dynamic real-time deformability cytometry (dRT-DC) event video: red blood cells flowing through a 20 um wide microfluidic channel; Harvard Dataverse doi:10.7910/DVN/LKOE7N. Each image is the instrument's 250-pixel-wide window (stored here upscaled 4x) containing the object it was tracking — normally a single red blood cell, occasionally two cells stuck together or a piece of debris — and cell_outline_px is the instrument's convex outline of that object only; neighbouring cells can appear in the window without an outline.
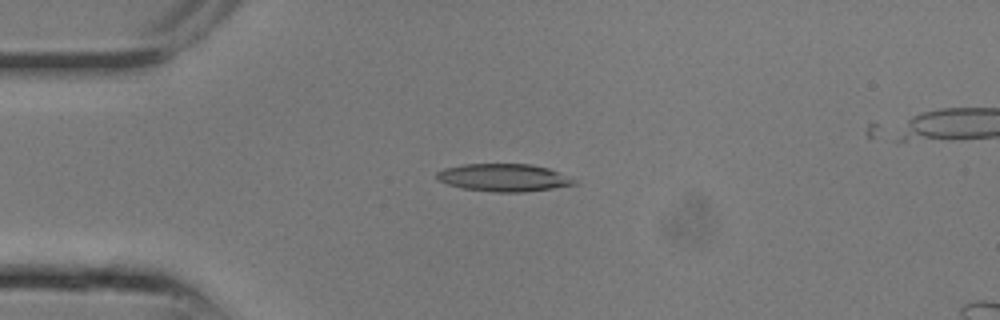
{"species": "common noctule bat (a hibernating species)", "species_latin": "Nyctalus noctula", "temperature_condition": "room temperature", "stored_images_in_passage": 10, "camera_frame_rate_fps": 3000, "um_per_image_px": 0.085, "animal": {"sex": "male", "body_mass_g": 13.3}, "frame": {"image": 1, "passage_image": 6, "time_ms": 1.667, "image_size_px": [1000, 320], "cell_outline_px": [[580, 184], [524, 192], [496, 192], [460, 188], [436, 180], [436, 172], [444, 168], [464, 164], [532, 164], [548, 168], [576, 180]], "centroid_in_image_um": [42.79, 15.1], "position_along_channel_um": 42.2, "area_um2": 22.2}}
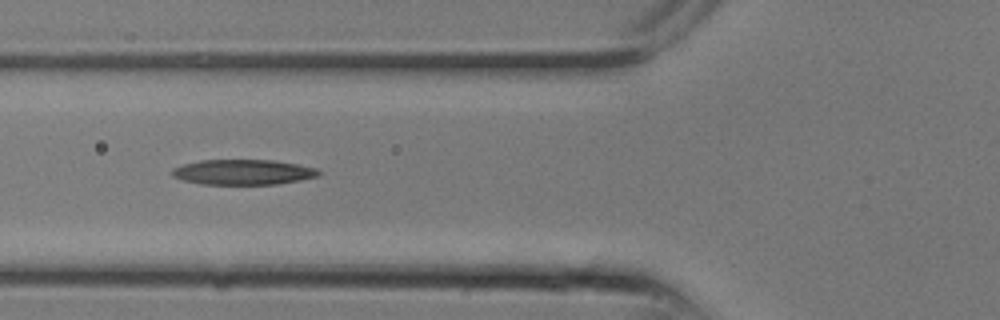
{"frame": {"image": 2, "passage_image": 9, "time_ms": 2.667, "image_size_px": [1000, 320], "cell_outline_px": [[324, 172], [320, 176], [300, 180], [276, 184], [200, 184], [184, 180], [172, 176], [172, 168], [184, 164], [200, 160], [272, 160], [296, 164], [316, 168]], "centroid_in_image_um": [20.7, 14.63], "position_along_channel_um": 105.1, "area_um2": 21.56}}